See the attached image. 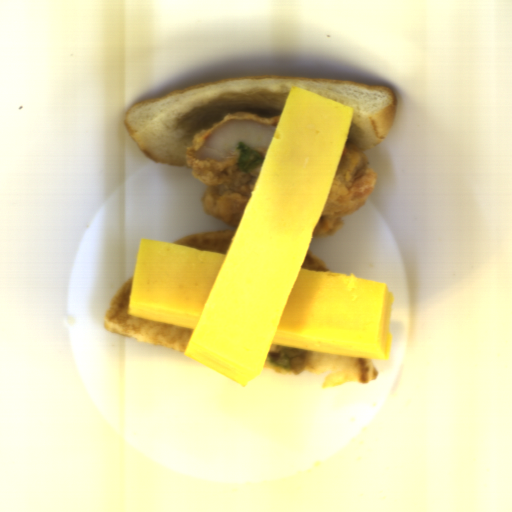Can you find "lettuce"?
Wrapping results in <instances>:
<instances>
[{"instance_id":"obj_1","label":"lettuce","mask_w":512,"mask_h":512,"mask_svg":"<svg viewBox=\"0 0 512 512\" xmlns=\"http://www.w3.org/2000/svg\"><path fill=\"white\" fill-rule=\"evenodd\" d=\"M290 89L281 86V92L268 89H256L249 93L222 91L208 104L193 107L178 120L174 130H183L190 134L202 129H210L214 122L224 120L226 114L237 111L254 112L257 117L269 118L281 116Z\"/></svg>"},{"instance_id":"obj_2","label":"lettuce","mask_w":512,"mask_h":512,"mask_svg":"<svg viewBox=\"0 0 512 512\" xmlns=\"http://www.w3.org/2000/svg\"><path fill=\"white\" fill-rule=\"evenodd\" d=\"M311 354L309 350L276 344L268 351L263 369L284 375H300Z\"/></svg>"},{"instance_id":"obj_3","label":"lettuce","mask_w":512,"mask_h":512,"mask_svg":"<svg viewBox=\"0 0 512 512\" xmlns=\"http://www.w3.org/2000/svg\"><path fill=\"white\" fill-rule=\"evenodd\" d=\"M235 148L239 153V160L235 163L236 169L248 173L263 163L261 155L242 141H238Z\"/></svg>"}]
</instances>
